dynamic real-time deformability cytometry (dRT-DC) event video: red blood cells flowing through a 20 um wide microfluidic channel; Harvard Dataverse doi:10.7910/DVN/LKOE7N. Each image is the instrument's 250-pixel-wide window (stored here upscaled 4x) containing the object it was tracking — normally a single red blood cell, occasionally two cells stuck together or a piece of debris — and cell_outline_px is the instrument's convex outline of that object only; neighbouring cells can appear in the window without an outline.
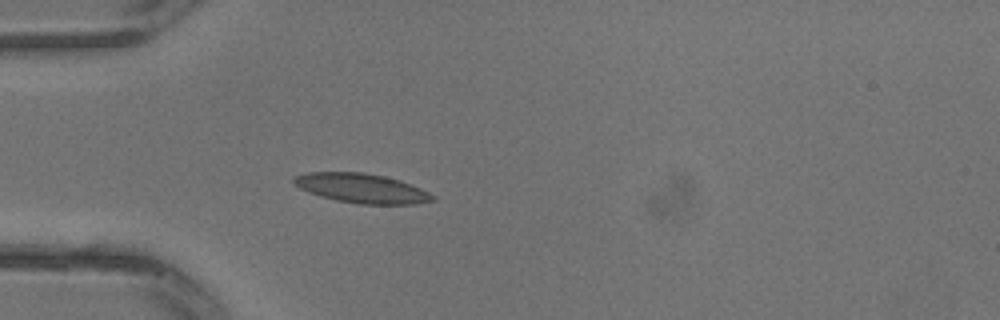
{"species": "common noctule bat (a hibernating species)", "species_latin": "Nyctalus noctula", "temperature_condition": "warm", "stored_images_in_passage": 3, "camera_frame_rate_fps": 3000, "um_per_image_px": 0.085, "animal": {"sex": "male", "body_mass_g": 13.3}, "frame": {"image": 1, "passage_image": 3, "time_ms": 0.667, "image_size_px": [1000, 320], "cell_outline_px": [[436, 200], [416, 204], [360, 204], [336, 200], [320, 196], [308, 192], [292, 184], [292, 180], [296, 176], [308, 172], [364, 172], [384, 176], [400, 180], [420, 188], [436, 196]], "centroid_in_image_um": [30.75, 16.0], "position_along_channel_um": 54.3, "area_um2": 23.87}}